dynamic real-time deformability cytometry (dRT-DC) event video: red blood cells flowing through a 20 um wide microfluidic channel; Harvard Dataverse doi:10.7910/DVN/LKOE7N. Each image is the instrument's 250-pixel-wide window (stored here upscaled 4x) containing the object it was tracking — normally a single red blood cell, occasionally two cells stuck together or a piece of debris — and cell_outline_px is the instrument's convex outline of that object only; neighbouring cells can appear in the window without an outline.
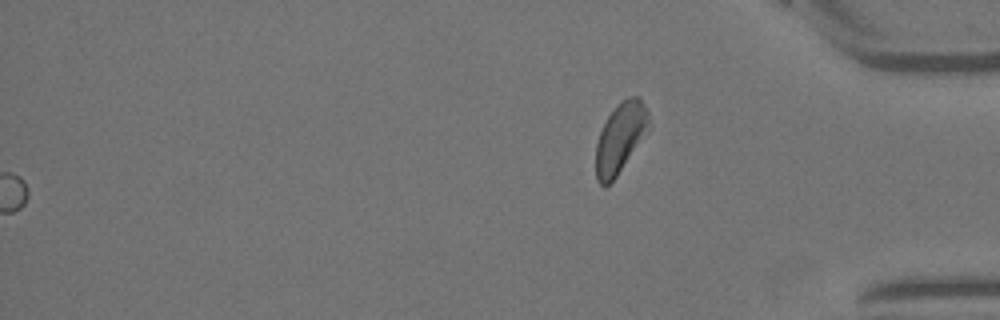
{"species": "Egyptian fruit bat (a non-hibernating species)", "species_latin": "Rousettus aegyptiacus", "temperature_condition": "warm", "stored_images_in_passage": 43, "camera_frame_rate_fps": 3000, "um_per_image_px": 0.085, "animal": {"sex": "female"}, "frame": {"image": 1, "passage_image": 43, "time_ms": 14.0, "image_size_px": [1000, 320], "cell_outline_px": [[648, 132], [616, 176], [604, 188], [596, 180], [596, 144], [600, 132], [608, 116], [628, 96], [640, 96], [648, 112]], "centroid_in_image_um": [52.72, 11.73], "position_along_channel_um": 382.5, "area_um2": 21.21}}